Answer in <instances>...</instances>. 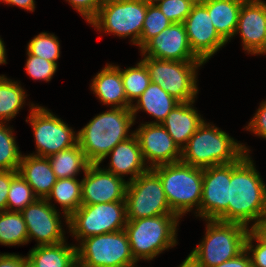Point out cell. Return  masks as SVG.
I'll list each match as a JSON object with an SVG mask.
<instances>
[{"label":"cell","mask_w":266,"mask_h":267,"mask_svg":"<svg viewBox=\"0 0 266 267\" xmlns=\"http://www.w3.org/2000/svg\"><path fill=\"white\" fill-rule=\"evenodd\" d=\"M245 130L266 140V100L262 101Z\"/></svg>","instance_id":"obj_39"},{"label":"cell","mask_w":266,"mask_h":267,"mask_svg":"<svg viewBox=\"0 0 266 267\" xmlns=\"http://www.w3.org/2000/svg\"><path fill=\"white\" fill-rule=\"evenodd\" d=\"M193 53L204 63L208 62L227 42L217 33L202 1H197L184 21Z\"/></svg>","instance_id":"obj_15"},{"label":"cell","mask_w":266,"mask_h":267,"mask_svg":"<svg viewBox=\"0 0 266 267\" xmlns=\"http://www.w3.org/2000/svg\"><path fill=\"white\" fill-rule=\"evenodd\" d=\"M125 203L127 219L174 214L161 180L152 169L127 183Z\"/></svg>","instance_id":"obj_12"},{"label":"cell","mask_w":266,"mask_h":267,"mask_svg":"<svg viewBox=\"0 0 266 267\" xmlns=\"http://www.w3.org/2000/svg\"><path fill=\"white\" fill-rule=\"evenodd\" d=\"M250 151L244 143L204 120L181 149V162L204 169L239 161Z\"/></svg>","instance_id":"obj_3"},{"label":"cell","mask_w":266,"mask_h":267,"mask_svg":"<svg viewBox=\"0 0 266 267\" xmlns=\"http://www.w3.org/2000/svg\"><path fill=\"white\" fill-rule=\"evenodd\" d=\"M54 208L46 199L38 198L21 211L28 231V243L37 241L36 246L53 245L67 239L60 211Z\"/></svg>","instance_id":"obj_14"},{"label":"cell","mask_w":266,"mask_h":267,"mask_svg":"<svg viewBox=\"0 0 266 267\" xmlns=\"http://www.w3.org/2000/svg\"><path fill=\"white\" fill-rule=\"evenodd\" d=\"M148 5H156L161 0H142Z\"/></svg>","instance_id":"obj_49"},{"label":"cell","mask_w":266,"mask_h":267,"mask_svg":"<svg viewBox=\"0 0 266 267\" xmlns=\"http://www.w3.org/2000/svg\"><path fill=\"white\" fill-rule=\"evenodd\" d=\"M12 130L6 123H0V170L18 171L21 162L22 153Z\"/></svg>","instance_id":"obj_32"},{"label":"cell","mask_w":266,"mask_h":267,"mask_svg":"<svg viewBox=\"0 0 266 267\" xmlns=\"http://www.w3.org/2000/svg\"><path fill=\"white\" fill-rule=\"evenodd\" d=\"M172 24L156 5H148L142 34L138 42L139 49Z\"/></svg>","instance_id":"obj_35"},{"label":"cell","mask_w":266,"mask_h":267,"mask_svg":"<svg viewBox=\"0 0 266 267\" xmlns=\"http://www.w3.org/2000/svg\"><path fill=\"white\" fill-rule=\"evenodd\" d=\"M27 255L38 267H77V246L67 244L66 240L35 246Z\"/></svg>","instance_id":"obj_26"},{"label":"cell","mask_w":266,"mask_h":267,"mask_svg":"<svg viewBox=\"0 0 266 267\" xmlns=\"http://www.w3.org/2000/svg\"><path fill=\"white\" fill-rule=\"evenodd\" d=\"M245 0H203L217 33L226 41L235 36L239 11Z\"/></svg>","instance_id":"obj_25"},{"label":"cell","mask_w":266,"mask_h":267,"mask_svg":"<svg viewBox=\"0 0 266 267\" xmlns=\"http://www.w3.org/2000/svg\"><path fill=\"white\" fill-rule=\"evenodd\" d=\"M206 232L189 256L200 267H214L245 250L249 228L239 223L205 220Z\"/></svg>","instance_id":"obj_6"},{"label":"cell","mask_w":266,"mask_h":267,"mask_svg":"<svg viewBox=\"0 0 266 267\" xmlns=\"http://www.w3.org/2000/svg\"><path fill=\"white\" fill-rule=\"evenodd\" d=\"M214 267H252L251 258L248 252L244 250L237 257L227 260Z\"/></svg>","instance_id":"obj_43"},{"label":"cell","mask_w":266,"mask_h":267,"mask_svg":"<svg viewBox=\"0 0 266 267\" xmlns=\"http://www.w3.org/2000/svg\"><path fill=\"white\" fill-rule=\"evenodd\" d=\"M121 78L127 101L132 105L151 83L148 69L140 60L136 66L121 68Z\"/></svg>","instance_id":"obj_31"},{"label":"cell","mask_w":266,"mask_h":267,"mask_svg":"<svg viewBox=\"0 0 266 267\" xmlns=\"http://www.w3.org/2000/svg\"><path fill=\"white\" fill-rule=\"evenodd\" d=\"M37 199L38 197L34 194L31 186L17 173L9 186L6 210L21 212Z\"/></svg>","instance_id":"obj_33"},{"label":"cell","mask_w":266,"mask_h":267,"mask_svg":"<svg viewBox=\"0 0 266 267\" xmlns=\"http://www.w3.org/2000/svg\"><path fill=\"white\" fill-rule=\"evenodd\" d=\"M194 103L195 101L180 102L161 123L180 149L187 144L190 137L204 122V118L198 113Z\"/></svg>","instance_id":"obj_22"},{"label":"cell","mask_w":266,"mask_h":267,"mask_svg":"<svg viewBox=\"0 0 266 267\" xmlns=\"http://www.w3.org/2000/svg\"><path fill=\"white\" fill-rule=\"evenodd\" d=\"M196 0H161L156 6L171 23H184Z\"/></svg>","instance_id":"obj_36"},{"label":"cell","mask_w":266,"mask_h":267,"mask_svg":"<svg viewBox=\"0 0 266 267\" xmlns=\"http://www.w3.org/2000/svg\"><path fill=\"white\" fill-rule=\"evenodd\" d=\"M125 230L90 236L77 245L79 267H137Z\"/></svg>","instance_id":"obj_9"},{"label":"cell","mask_w":266,"mask_h":267,"mask_svg":"<svg viewBox=\"0 0 266 267\" xmlns=\"http://www.w3.org/2000/svg\"><path fill=\"white\" fill-rule=\"evenodd\" d=\"M134 134L149 169L181 161V149L162 124L141 123Z\"/></svg>","instance_id":"obj_16"},{"label":"cell","mask_w":266,"mask_h":267,"mask_svg":"<svg viewBox=\"0 0 266 267\" xmlns=\"http://www.w3.org/2000/svg\"><path fill=\"white\" fill-rule=\"evenodd\" d=\"M230 164L203 169L200 218L228 222Z\"/></svg>","instance_id":"obj_13"},{"label":"cell","mask_w":266,"mask_h":267,"mask_svg":"<svg viewBox=\"0 0 266 267\" xmlns=\"http://www.w3.org/2000/svg\"><path fill=\"white\" fill-rule=\"evenodd\" d=\"M0 244L16 246L28 244V231L21 212H0Z\"/></svg>","instance_id":"obj_30"},{"label":"cell","mask_w":266,"mask_h":267,"mask_svg":"<svg viewBox=\"0 0 266 267\" xmlns=\"http://www.w3.org/2000/svg\"><path fill=\"white\" fill-rule=\"evenodd\" d=\"M89 23L98 13L104 0H66Z\"/></svg>","instance_id":"obj_40"},{"label":"cell","mask_w":266,"mask_h":267,"mask_svg":"<svg viewBox=\"0 0 266 267\" xmlns=\"http://www.w3.org/2000/svg\"><path fill=\"white\" fill-rule=\"evenodd\" d=\"M141 56L169 61H201L191 50L184 23H173L150 39Z\"/></svg>","instance_id":"obj_18"},{"label":"cell","mask_w":266,"mask_h":267,"mask_svg":"<svg viewBox=\"0 0 266 267\" xmlns=\"http://www.w3.org/2000/svg\"><path fill=\"white\" fill-rule=\"evenodd\" d=\"M82 180V204L125 201L127 181L100 167L89 164Z\"/></svg>","instance_id":"obj_17"},{"label":"cell","mask_w":266,"mask_h":267,"mask_svg":"<svg viewBox=\"0 0 266 267\" xmlns=\"http://www.w3.org/2000/svg\"><path fill=\"white\" fill-rule=\"evenodd\" d=\"M179 103L159 85L151 82L143 94L132 104L131 111L134 122L136 114L142 110L155 118L154 121L145 123L161 124L168 113Z\"/></svg>","instance_id":"obj_24"},{"label":"cell","mask_w":266,"mask_h":267,"mask_svg":"<svg viewBox=\"0 0 266 267\" xmlns=\"http://www.w3.org/2000/svg\"><path fill=\"white\" fill-rule=\"evenodd\" d=\"M131 108H111L94 116L77 131L78 145L90 164H101L106 155L120 142L134 134Z\"/></svg>","instance_id":"obj_2"},{"label":"cell","mask_w":266,"mask_h":267,"mask_svg":"<svg viewBox=\"0 0 266 267\" xmlns=\"http://www.w3.org/2000/svg\"><path fill=\"white\" fill-rule=\"evenodd\" d=\"M110 156L109 167L105 170L125 180V175H130L127 182L136 179L139 175L149 170L140 149L138 138L133 134L128 139L118 143L104 159Z\"/></svg>","instance_id":"obj_20"},{"label":"cell","mask_w":266,"mask_h":267,"mask_svg":"<svg viewBox=\"0 0 266 267\" xmlns=\"http://www.w3.org/2000/svg\"><path fill=\"white\" fill-rule=\"evenodd\" d=\"M180 220L175 214L127 219L124 230L135 260L151 261L163 251L176 246Z\"/></svg>","instance_id":"obj_4"},{"label":"cell","mask_w":266,"mask_h":267,"mask_svg":"<svg viewBox=\"0 0 266 267\" xmlns=\"http://www.w3.org/2000/svg\"><path fill=\"white\" fill-rule=\"evenodd\" d=\"M27 94L20 81L0 75V123L12 120L25 106Z\"/></svg>","instance_id":"obj_29"},{"label":"cell","mask_w":266,"mask_h":267,"mask_svg":"<svg viewBox=\"0 0 266 267\" xmlns=\"http://www.w3.org/2000/svg\"><path fill=\"white\" fill-rule=\"evenodd\" d=\"M91 81L90 88L102 105H110L111 108L132 107L126 98L120 66L107 63Z\"/></svg>","instance_id":"obj_21"},{"label":"cell","mask_w":266,"mask_h":267,"mask_svg":"<svg viewBox=\"0 0 266 267\" xmlns=\"http://www.w3.org/2000/svg\"><path fill=\"white\" fill-rule=\"evenodd\" d=\"M260 239L266 242V213L258 220L251 229Z\"/></svg>","instance_id":"obj_45"},{"label":"cell","mask_w":266,"mask_h":267,"mask_svg":"<svg viewBox=\"0 0 266 267\" xmlns=\"http://www.w3.org/2000/svg\"><path fill=\"white\" fill-rule=\"evenodd\" d=\"M18 173L33 189L34 194L45 199L57 182L50 161L47 157L31 154L22 155Z\"/></svg>","instance_id":"obj_23"},{"label":"cell","mask_w":266,"mask_h":267,"mask_svg":"<svg viewBox=\"0 0 266 267\" xmlns=\"http://www.w3.org/2000/svg\"><path fill=\"white\" fill-rule=\"evenodd\" d=\"M147 8L142 0H104L89 24L100 33L129 37L138 46Z\"/></svg>","instance_id":"obj_7"},{"label":"cell","mask_w":266,"mask_h":267,"mask_svg":"<svg viewBox=\"0 0 266 267\" xmlns=\"http://www.w3.org/2000/svg\"><path fill=\"white\" fill-rule=\"evenodd\" d=\"M29 108L25 121L31 125L36 145V152L31 155L48 158L78 143L77 132L47 107L31 103Z\"/></svg>","instance_id":"obj_11"},{"label":"cell","mask_w":266,"mask_h":267,"mask_svg":"<svg viewBox=\"0 0 266 267\" xmlns=\"http://www.w3.org/2000/svg\"><path fill=\"white\" fill-rule=\"evenodd\" d=\"M35 2V0H3L1 3L11 6H18L24 10L33 12L36 7Z\"/></svg>","instance_id":"obj_44"},{"label":"cell","mask_w":266,"mask_h":267,"mask_svg":"<svg viewBox=\"0 0 266 267\" xmlns=\"http://www.w3.org/2000/svg\"><path fill=\"white\" fill-rule=\"evenodd\" d=\"M27 60L25 63L26 73L34 80L51 81L57 71L58 66L41 57L30 55L27 52Z\"/></svg>","instance_id":"obj_37"},{"label":"cell","mask_w":266,"mask_h":267,"mask_svg":"<svg viewBox=\"0 0 266 267\" xmlns=\"http://www.w3.org/2000/svg\"><path fill=\"white\" fill-rule=\"evenodd\" d=\"M251 157L246 153L239 161L230 163L228 204V222L249 229L266 213V184Z\"/></svg>","instance_id":"obj_1"},{"label":"cell","mask_w":266,"mask_h":267,"mask_svg":"<svg viewBox=\"0 0 266 267\" xmlns=\"http://www.w3.org/2000/svg\"><path fill=\"white\" fill-rule=\"evenodd\" d=\"M25 256L15 253L0 254V267H24Z\"/></svg>","instance_id":"obj_42"},{"label":"cell","mask_w":266,"mask_h":267,"mask_svg":"<svg viewBox=\"0 0 266 267\" xmlns=\"http://www.w3.org/2000/svg\"><path fill=\"white\" fill-rule=\"evenodd\" d=\"M160 178L172 212L183 218L195 208L200 217L203 169L183 162L160 165L152 169ZM183 216V217H182Z\"/></svg>","instance_id":"obj_5"},{"label":"cell","mask_w":266,"mask_h":267,"mask_svg":"<svg viewBox=\"0 0 266 267\" xmlns=\"http://www.w3.org/2000/svg\"><path fill=\"white\" fill-rule=\"evenodd\" d=\"M17 173L13 170H0V212L6 211L9 186Z\"/></svg>","instance_id":"obj_41"},{"label":"cell","mask_w":266,"mask_h":267,"mask_svg":"<svg viewBox=\"0 0 266 267\" xmlns=\"http://www.w3.org/2000/svg\"><path fill=\"white\" fill-rule=\"evenodd\" d=\"M48 159L57 179L75 178L81 170L85 172L90 164L78 143L48 157Z\"/></svg>","instance_id":"obj_28"},{"label":"cell","mask_w":266,"mask_h":267,"mask_svg":"<svg viewBox=\"0 0 266 267\" xmlns=\"http://www.w3.org/2000/svg\"><path fill=\"white\" fill-rule=\"evenodd\" d=\"M239 34L243 50L256 55L266 40V2L245 0L239 11L235 36Z\"/></svg>","instance_id":"obj_19"},{"label":"cell","mask_w":266,"mask_h":267,"mask_svg":"<svg viewBox=\"0 0 266 267\" xmlns=\"http://www.w3.org/2000/svg\"><path fill=\"white\" fill-rule=\"evenodd\" d=\"M24 267H38L33 261H31L27 256H25Z\"/></svg>","instance_id":"obj_48"},{"label":"cell","mask_w":266,"mask_h":267,"mask_svg":"<svg viewBox=\"0 0 266 267\" xmlns=\"http://www.w3.org/2000/svg\"><path fill=\"white\" fill-rule=\"evenodd\" d=\"M178 267H200L189 255Z\"/></svg>","instance_id":"obj_47"},{"label":"cell","mask_w":266,"mask_h":267,"mask_svg":"<svg viewBox=\"0 0 266 267\" xmlns=\"http://www.w3.org/2000/svg\"><path fill=\"white\" fill-rule=\"evenodd\" d=\"M27 52L30 55L41 57L57 66V59L60 58V42L53 33L41 32L34 36L27 45Z\"/></svg>","instance_id":"obj_34"},{"label":"cell","mask_w":266,"mask_h":267,"mask_svg":"<svg viewBox=\"0 0 266 267\" xmlns=\"http://www.w3.org/2000/svg\"><path fill=\"white\" fill-rule=\"evenodd\" d=\"M253 241L256 242V245L253 244ZM245 250L250 255L252 267H266V242L251 229L246 237Z\"/></svg>","instance_id":"obj_38"},{"label":"cell","mask_w":266,"mask_h":267,"mask_svg":"<svg viewBox=\"0 0 266 267\" xmlns=\"http://www.w3.org/2000/svg\"><path fill=\"white\" fill-rule=\"evenodd\" d=\"M7 56H6V48H5V44L4 41L2 40L1 36H0V65L1 64H7Z\"/></svg>","instance_id":"obj_46"},{"label":"cell","mask_w":266,"mask_h":267,"mask_svg":"<svg viewBox=\"0 0 266 267\" xmlns=\"http://www.w3.org/2000/svg\"><path fill=\"white\" fill-rule=\"evenodd\" d=\"M144 57V58H143ZM151 82L159 85L179 102L195 101L198 94V69L203 61H169L142 56Z\"/></svg>","instance_id":"obj_8"},{"label":"cell","mask_w":266,"mask_h":267,"mask_svg":"<svg viewBox=\"0 0 266 267\" xmlns=\"http://www.w3.org/2000/svg\"><path fill=\"white\" fill-rule=\"evenodd\" d=\"M126 222L125 201L82 204L68 217V230L80 243L90 236L124 230Z\"/></svg>","instance_id":"obj_10"},{"label":"cell","mask_w":266,"mask_h":267,"mask_svg":"<svg viewBox=\"0 0 266 267\" xmlns=\"http://www.w3.org/2000/svg\"><path fill=\"white\" fill-rule=\"evenodd\" d=\"M82 180L75 178L57 179L48 196L45 198L54 208L52 199L58 203L65 219V224L68 227V217L82 205Z\"/></svg>","instance_id":"obj_27"},{"label":"cell","mask_w":266,"mask_h":267,"mask_svg":"<svg viewBox=\"0 0 266 267\" xmlns=\"http://www.w3.org/2000/svg\"><path fill=\"white\" fill-rule=\"evenodd\" d=\"M262 54L263 55L266 54V40H265V43H264L262 49L256 54V56L257 55H262Z\"/></svg>","instance_id":"obj_50"}]
</instances>
